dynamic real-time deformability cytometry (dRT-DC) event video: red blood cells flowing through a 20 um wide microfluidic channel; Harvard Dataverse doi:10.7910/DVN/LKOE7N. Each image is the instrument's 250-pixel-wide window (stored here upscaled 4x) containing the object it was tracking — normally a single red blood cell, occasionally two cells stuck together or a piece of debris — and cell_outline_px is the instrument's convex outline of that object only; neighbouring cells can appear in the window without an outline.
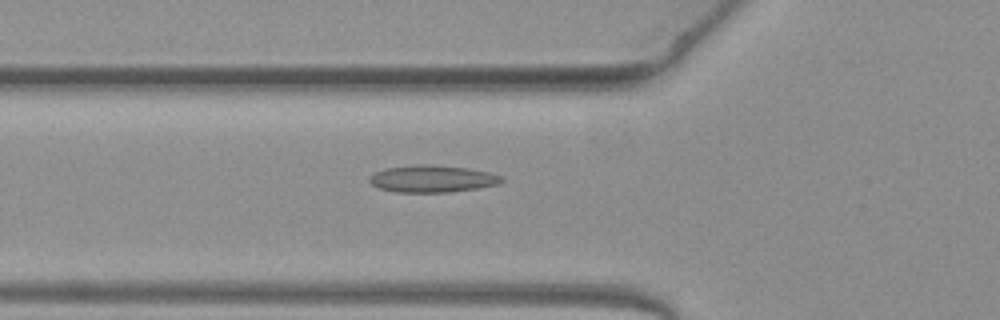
{"species": "common noctule bat (a hibernating species)", "species_latin": "Nyctalus noctula", "temperature_condition": "warm", "stored_images_in_passage": 34, "camera_frame_rate_fps": 3000, "um_per_image_px": 0.085, "animal": {"sex": "female", "body_mass_g": 19.3, "forearm_length_mm": 54.1}, "frame": {"image": 1, "passage_image": 7, "time_ms": 2.0, "image_size_px": [1000, 320], "cell_outline_px": [[504, 180], [500, 184], [476, 188], [448, 192], [396, 192], [380, 188], [372, 184], [368, 180], [368, 176], [384, 168], [416, 164], [432, 164], [468, 168], [488, 172], [500, 176]], "centroid_in_image_um": [36.72, 15.18], "position_along_channel_um": 89.1, "area_um2": 20.87}}
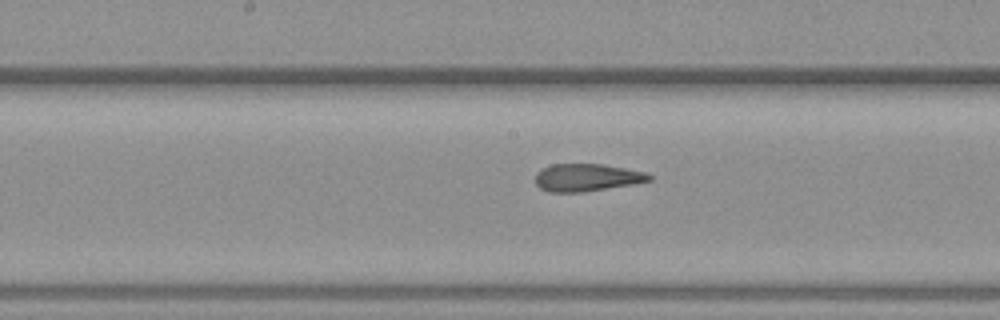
{"frame": {"image": 2, "passage_image": 15, "time_ms": 4.667, "image_size_px": [1000, 320], "cell_outline_px": [[652, 180], [636, 184], [580, 192], [548, 192], [540, 188], [536, 184], [536, 172], [540, 168], [552, 164], [604, 164], [648, 172], [652, 176]], "centroid_in_image_um": [49.9, 15.08], "position_along_channel_um": 198.3, "area_um2": 18.5}}
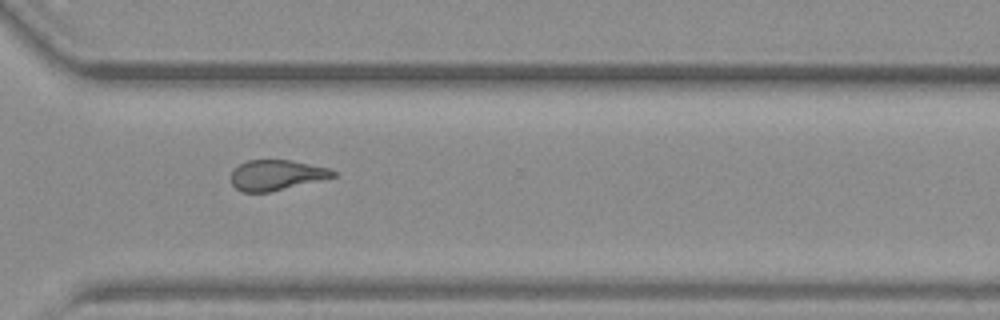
{"frame": {"image": 3, "passage_image": 26, "time_ms": 8.333, "image_size_px": [1000, 320], "cell_outline_px": [[336, 176], [320, 180], [268, 192], [240, 192], [232, 184], [232, 172], [240, 164], [248, 160], [292, 160], [328, 168], [336, 172]], "centroid_in_image_um": [23.49, 14.88], "position_along_channel_um": 347.1, "area_um2": 17.74}, "authors_computed_cell_mechanics": {"area_um2": 18.7561, "velocity_mm_per_s": 4.06, "shape_relaxation_time_tau1_ms": null, "shape_relaxation_time_tau2_ms": 1.8993, "deformation_change_tau1": null, "deformation_change_tau2": 0.1059}}